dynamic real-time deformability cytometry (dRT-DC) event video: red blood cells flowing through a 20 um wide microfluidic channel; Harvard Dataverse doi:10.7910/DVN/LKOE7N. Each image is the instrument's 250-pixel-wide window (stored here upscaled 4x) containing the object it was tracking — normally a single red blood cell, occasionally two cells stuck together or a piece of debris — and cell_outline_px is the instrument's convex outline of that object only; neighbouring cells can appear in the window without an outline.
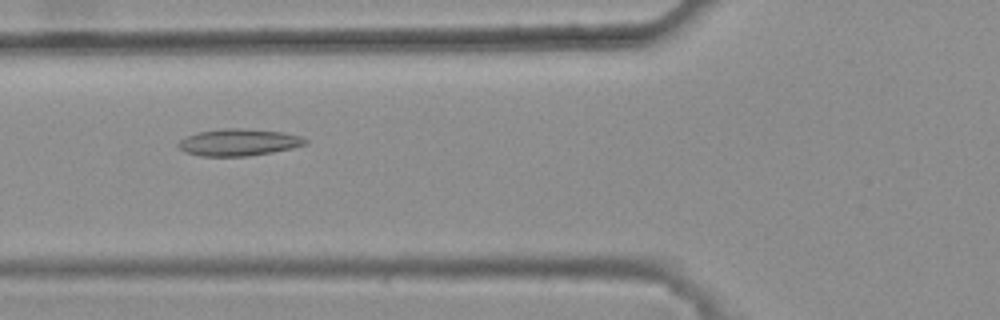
{"species": "common noctule bat (a hibernating species)", "species_latin": "Nyctalus noctula", "temperature_condition": "warm", "stored_images_in_passage": 48, "camera_frame_rate_fps": 3000, "um_per_image_px": 0.085, "animal": {"sex": "female", "body_mass_g": 25.1}, "frame": {"image": 1, "passage_image": 20, "time_ms": 6.333, "image_size_px": [1000, 320], "cell_outline_px": [[308, 144], [292, 148], [272, 152], [248, 156], [200, 156], [184, 152], [176, 144], [180, 140], [196, 132], [224, 128], [240, 128], [284, 132], [300, 136], [308, 140]], "centroid_in_image_um": [20.29, 12.1], "position_along_channel_um": 105.5, "area_um2": 20.0}}
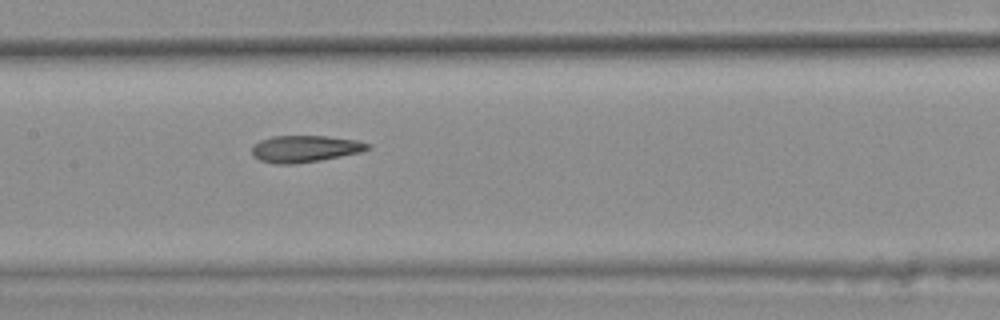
{"frame": {"image": 2, "passage_image": 26, "time_ms": 8.333, "image_size_px": [1000, 320], "cell_outline_px": [[372, 148], [360, 152], [320, 160], [292, 164], [276, 164], [260, 160], [252, 156], [252, 144], [260, 140], [272, 136], [328, 136], [356, 140], [372, 144]], "centroid_in_image_um": [25.91, 12.64], "position_along_channel_um": 181.5, "area_um2": 18.15}}
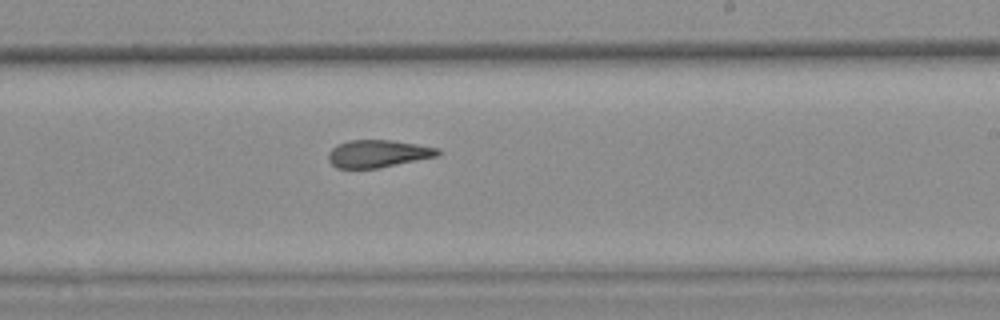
{"frame": {"image": 3, "passage_image": 32, "time_ms": 10.333, "image_size_px": [1000, 320], "cell_outline_px": [[440, 156], [376, 168], [336, 168], [328, 160], [328, 152], [336, 144], [352, 140], [392, 140], [440, 148]], "centroid_in_image_um": [32.13, 13.05], "position_along_channel_um": 256.9, "area_um2": 17.57}, "authors_computed_cell_mechanics": {"area_um2": 18.8139, "velocity_mm_per_s": 3.7862, "shape_relaxation_time_tau1_ms": null, "shape_relaxation_time_tau2_ms": 3.1959, "deformation_change_tau1": null, "deformation_change_tau2": 0.1198}}